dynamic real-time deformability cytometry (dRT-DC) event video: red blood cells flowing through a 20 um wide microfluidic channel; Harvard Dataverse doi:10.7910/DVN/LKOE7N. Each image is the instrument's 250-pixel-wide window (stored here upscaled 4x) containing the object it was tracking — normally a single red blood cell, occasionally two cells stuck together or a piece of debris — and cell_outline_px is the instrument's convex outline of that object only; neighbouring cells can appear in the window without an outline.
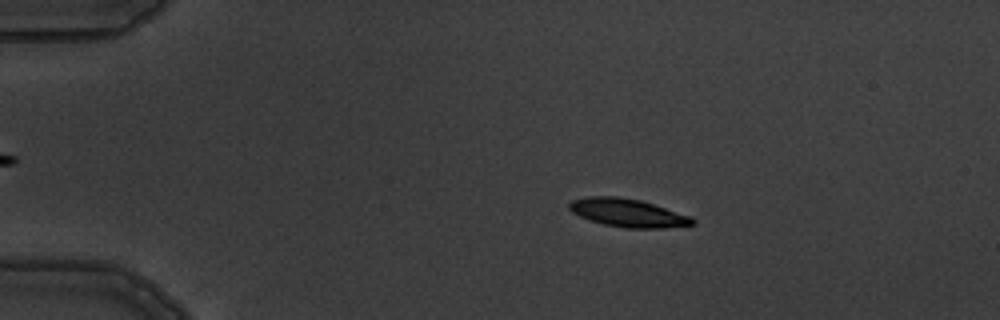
{"species": "common noctule bat (a hibernating species)", "species_latin": "Nyctalus noctula", "temperature_condition": "warm", "stored_images_in_passage": 6, "camera_frame_rate_fps": 3000, "um_per_image_px": 0.085, "animal": {"sex": "male", "body_mass_g": 19.5, "forearm_length_mm": 54.6}, "frame": {"image": 1, "passage_image": 3, "time_ms": 2.333, "image_size_px": [1000, 320], "cell_outline_px": [[696, 224], [664, 228], [624, 228], [604, 224], [588, 220], [572, 212], [568, 208], [568, 204], [572, 200], [588, 196], [616, 196], [640, 200], [692, 216], [696, 220]], "centroid_in_image_um": [53.37, 18.09], "position_along_channel_um": 31.6, "area_um2": 20.35}}